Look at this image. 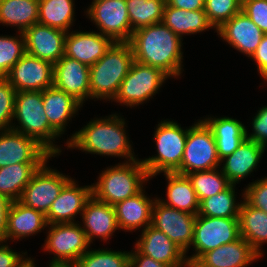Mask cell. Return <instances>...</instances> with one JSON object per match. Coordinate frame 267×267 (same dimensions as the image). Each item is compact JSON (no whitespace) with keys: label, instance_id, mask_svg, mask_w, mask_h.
I'll return each mask as SVG.
<instances>
[{"label":"cell","instance_id":"5bb4252c","mask_svg":"<svg viewBox=\"0 0 267 267\" xmlns=\"http://www.w3.org/2000/svg\"><path fill=\"white\" fill-rule=\"evenodd\" d=\"M54 65L25 53L5 76L10 85L21 91H44L53 86Z\"/></svg>","mask_w":267,"mask_h":267},{"label":"cell","instance_id":"74e56055","mask_svg":"<svg viewBox=\"0 0 267 267\" xmlns=\"http://www.w3.org/2000/svg\"><path fill=\"white\" fill-rule=\"evenodd\" d=\"M74 267H130V252L91 249L79 258Z\"/></svg>","mask_w":267,"mask_h":267},{"label":"cell","instance_id":"44dd1931","mask_svg":"<svg viewBox=\"0 0 267 267\" xmlns=\"http://www.w3.org/2000/svg\"><path fill=\"white\" fill-rule=\"evenodd\" d=\"M135 248L141 254L170 267H180L187 257L186 253L165 233L151 225L142 230L141 237L135 243Z\"/></svg>","mask_w":267,"mask_h":267},{"label":"cell","instance_id":"f1b7e54d","mask_svg":"<svg viewBox=\"0 0 267 267\" xmlns=\"http://www.w3.org/2000/svg\"><path fill=\"white\" fill-rule=\"evenodd\" d=\"M167 180V200L160 199L164 205L177 210L197 215L200 202L187 175L164 173Z\"/></svg>","mask_w":267,"mask_h":267},{"label":"cell","instance_id":"d6a6232c","mask_svg":"<svg viewBox=\"0 0 267 267\" xmlns=\"http://www.w3.org/2000/svg\"><path fill=\"white\" fill-rule=\"evenodd\" d=\"M43 163H17L0 168V195L12 202L21 198L32 175Z\"/></svg>","mask_w":267,"mask_h":267},{"label":"cell","instance_id":"cb8c5ba5","mask_svg":"<svg viewBox=\"0 0 267 267\" xmlns=\"http://www.w3.org/2000/svg\"><path fill=\"white\" fill-rule=\"evenodd\" d=\"M264 150L258 143L245 139L231 155L221 160L220 168L228 181L236 185L256 169Z\"/></svg>","mask_w":267,"mask_h":267},{"label":"cell","instance_id":"7a4b0ae2","mask_svg":"<svg viewBox=\"0 0 267 267\" xmlns=\"http://www.w3.org/2000/svg\"><path fill=\"white\" fill-rule=\"evenodd\" d=\"M95 119L68 138L66 145L69 149L76 148L100 156L123 157L128 162L137 160L126 135L124 118L115 113L104 119Z\"/></svg>","mask_w":267,"mask_h":267},{"label":"cell","instance_id":"f546056e","mask_svg":"<svg viewBox=\"0 0 267 267\" xmlns=\"http://www.w3.org/2000/svg\"><path fill=\"white\" fill-rule=\"evenodd\" d=\"M162 22L181 39L183 34L191 35L214 28L205 10L186 11L169 6L167 3L164 6Z\"/></svg>","mask_w":267,"mask_h":267},{"label":"cell","instance_id":"ffe728a7","mask_svg":"<svg viewBox=\"0 0 267 267\" xmlns=\"http://www.w3.org/2000/svg\"><path fill=\"white\" fill-rule=\"evenodd\" d=\"M217 35L224 39L232 48L252 57L265 35L242 11L226 21L217 30Z\"/></svg>","mask_w":267,"mask_h":267},{"label":"cell","instance_id":"d6986e66","mask_svg":"<svg viewBox=\"0 0 267 267\" xmlns=\"http://www.w3.org/2000/svg\"><path fill=\"white\" fill-rule=\"evenodd\" d=\"M92 196V184L79 187L74 179H70L52 202L46 214L48 224L72 223L77 214L81 216L85 204Z\"/></svg>","mask_w":267,"mask_h":267},{"label":"cell","instance_id":"c3c4849f","mask_svg":"<svg viewBox=\"0 0 267 267\" xmlns=\"http://www.w3.org/2000/svg\"><path fill=\"white\" fill-rule=\"evenodd\" d=\"M12 201L0 195V241H4L7 228L8 212Z\"/></svg>","mask_w":267,"mask_h":267},{"label":"cell","instance_id":"ac0fdd59","mask_svg":"<svg viewBox=\"0 0 267 267\" xmlns=\"http://www.w3.org/2000/svg\"><path fill=\"white\" fill-rule=\"evenodd\" d=\"M114 41L100 32L72 31L65 37L64 56L91 67L101 59Z\"/></svg>","mask_w":267,"mask_h":267},{"label":"cell","instance_id":"484cf974","mask_svg":"<svg viewBox=\"0 0 267 267\" xmlns=\"http://www.w3.org/2000/svg\"><path fill=\"white\" fill-rule=\"evenodd\" d=\"M48 226L46 215L41 211L27 207L19 200L10 205L4 243L7 240H20L37 234Z\"/></svg>","mask_w":267,"mask_h":267},{"label":"cell","instance_id":"f6af8a7d","mask_svg":"<svg viewBox=\"0 0 267 267\" xmlns=\"http://www.w3.org/2000/svg\"><path fill=\"white\" fill-rule=\"evenodd\" d=\"M3 242L0 241V267H23L31 259L10 249L11 247Z\"/></svg>","mask_w":267,"mask_h":267},{"label":"cell","instance_id":"b9f144b4","mask_svg":"<svg viewBox=\"0 0 267 267\" xmlns=\"http://www.w3.org/2000/svg\"><path fill=\"white\" fill-rule=\"evenodd\" d=\"M243 191L242 197L249 205L267 213V177L248 184Z\"/></svg>","mask_w":267,"mask_h":267},{"label":"cell","instance_id":"f35d334b","mask_svg":"<svg viewBox=\"0 0 267 267\" xmlns=\"http://www.w3.org/2000/svg\"><path fill=\"white\" fill-rule=\"evenodd\" d=\"M18 33L17 37L0 36V77H5L26 53L24 34Z\"/></svg>","mask_w":267,"mask_h":267},{"label":"cell","instance_id":"ee69618b","mask_svg":"<svg viewBox=\"0 0 267 267\" xmlns=\"http://www.w3.org/2000/svg\"><path fill=\"white\" fill-rule=\"evenodd\" d=\"M252 121V134L246 129V139L256 142L263 148L267 147V106L257 111Z\"/></svg>","mask_w":267,"mask_h":267},{"label":"cell","instance_id":"3957f363","mask_svg":"<svg viewBox=\"0 0 267 267\" xmlns=\"http://www.w3.org/2000/svg\"><path fill=\"white\" fill-rule=\"evenodd\" d=\"M134 61L129 42H114L90 67V99L113 100Z\"/></svg>","mask_w":267,"mask_h":267},{"label":"cell","instance_id":"f907efd6","mask_svg":"<svg viewBox=\"0 0 267 267\" xmlns=\"http://www.w3.org/2000/svg\"><path fill=\"white\" fill-rule=\"evenodd\" d=\"M180 267H205L199 260L186 257Z\"/></svg>","mask_w":267,"mask_h":267},{"label":"cell","instance_id":"4dcf8cb0","mask_svg":"<svg viewBox=\"0 0 267 267\" xmlns=\"http://www.w3.org/2000/svg\"><path fill=\"white\" fill-rule=\"evenodd\" d=\"M240 237L245 239L261 256V246L267 242V213L242 201L239 211Z\"/></svg>","mask_w":267,"mask_h":267},{"label":"cell","instance_id":"681fc988","mask_svg":"<svg viewBox=\"0 0 267 267\" xmlns=\"http://www.w3.org/2000/svg\"><path fill=\"white\" fill-rule=\"evenodd\" d=\"M169 6L186 11L204 10L205 0H167Z\"/></svg>","mask_w":267,"mask_h":267},{"label":"cell","instance_id":"836d02e7","mask_svg":"<svg viewBox=\"0 0 267 267\" xmlns=\"http://www.w3.org/2000/svg\"><path fill=\"white\" fill-rule=\"evenodd\" d=\"M74 0H39L38 23L68 32L74 20Z\"/></svg>","mask_w":267,"mask_h":267},{"label":"cell","instance_id":"603a6c76","mask_svg":"<svg viewBox=\"0 0 267 267\" xmlns=\"http://www.w3.org/2000/svg\"><path fill=\"white\" fill-rule=\"evenodd\" d=\"M260 257L245 239L239 237L204 253L198 260L205 267H247Z\"/></svg>","mask_w":267,"mask_h":267},{"label":"cell","instance_id":"816d5d0a","mask_svg":"<svg viewBox=\"0 0 267 267\" xmlns=\"http://www.w3.org/2000/svg\"><path fill=\"white\" fill-rule=\"evenodd\" d=\"M28 267H36V265H35L33 259H30V260L28 261Z\"/></svg>","mask_w":267,"mask_h":267},{"label":"cell","instance_id":"9c48e42d","mask_svg":"<svg viewBox=\"0 0 267 267\" xmlns=\"http://www.w3.org/2000/svg\"><path fill=\"white\" fill-rule=\"evenodd\" d=\"M220 163L213 133L203 120H199L189 127L181 166L176 173L187 175L211 170L222 166Z\"/></svg>","mask_w":267,"mask_h":267},{"label":"cell","instance_id":"7dc6e473","mask_svg":"<svg viewBox=\"0 0 267 267\" xmlns=\"http://www.w3.org/2000/svg\"><path fill=\"white\" fill-rule=\"evenodd\" d=\"M130 267H170L141 254L136 248L130 252Z\"/></svg>","mask_w":267,"mask_h":267},{"label":"cell","instance_id":"4fadbf2b","mask_svg":"<svg viewBox=\"0 0 267 267\" xmlns=\"http://www.w3.org/2000/svg\"><path fill=\"white\" fill-rule=\"evenodd\" d=\"M195 221L196 215L166 206L155 199L151 226L165 233L185 253L193 242Z\"/></svg>","mask_w":267,"mask_h":267},{"label":"cell","instance_id":"83f0119b","mask_svg":"<svg viewBox=\"0 0 267 267\" xmlns=\"http://www.w3.org/2000/svg\"><path fill=\"white\" fill-rule=\"evenodd\" d=\"M203 121L211 129L216 141L217 154L220 160L231 155L246 139V128L241 121L230 117H211Z\"/></svg>","mask_w":267,"mask_h":267},{"label":"cell","instance_id":"6da1fadb","mask_svg":"<svg viewBox=\"0 0 267 267\" xmlns=\"http://www.w3.org/2000/svg\"><path fill=\"white\" fill-rule=\"evenodd\" d=\"M182 41L163 22H159L133 31L129 43L135 61L157 67L175 78L183 71Z\"/></svg>","mask_w":267,"mask_h":267},{"label":"cell","instance_id":"e0dca14e","mask_svg":"<svg viewBox=\"0 0 267 267\" xmlns=\"http://www.w3.org/2000/svg\"><path fill=\"white\" fill-rule=\"evenodd\" d=\"M53 86L83 105L87 98L90 99V67L63 56L54 64Z\"/></svg>","mask_w":267,"mask_h":267},{"label":"cell","instance_id":"30bf717a","mask_svg":"<svg viewBox=\"0 0 267 267\" xmlns=\"http://www.w3.org/2000/svg\"><path fill=\"white\" fill-rule=\"evenodd\" d=\"M240 237L239 217H207L196 215L192 247L195 254L188 257L198 260L204 253Z\"/></svg>","mask_w":267,"mask_h":267},{"label":"cell","instance_id":"7c38bea8","mask_svg":"<svg viewBox=\"0 0 267 267\" xmlns=\"http://www.w3.org/2000/svg\"><path fill=\"white\" fill-rule=\"evenodd\" d=\"M46 160L32 175L19 201L45 215L64 185L71 179L55 169L47 167Z\"/></svg>","mask_w":267,"mask_h":267},{"label":"cell","instance_id":"ba28073f","mask_svg":"<svg viewBox=\"0 0 267 267\" xmlns=\"http://www.w3.org/2000/svg\"><path fill=\"white\" fill-rule=\"evenodd\" d=\"M168 78L163 70L134 60L112 101L128 107L143 104L160 91Z\"/></svg>","mask_w":267,"mask_h":267},{"label":"cell","instance_id":"bcb514c9","mask_svg":"<svg viewBox=\"0 0 267 267\" xmlns=\"http://www.w3.org/2000/svg\"><path fill=\"white\" fill-rule=\"evenodd\" d=\"M251 59L257 63V70L262 79L267 81V34L263 36Z\"/></svg>","mask_w":267,"mask_h":267},{"label":"cell","instance_id":"e575fe53","mask_svg":"<svg viewBox=\"0 0 267 267\" xmlns=\"http://www.w3.org/2000/svg\"><path fill=\"white\" fill-rule=\"evenodd\" d=\"M235 184H231L224 191L200 202L198 215L207 217H239L241 203H236Z\"/></svg>","mask_w":267,"mask_h":267},{"label":"cell","instance_id":"4316f807","mask_svg":"<svg viewBox=\"0 0 267 267\" xmlns=\"http://www.w3.org/2000/svg\"><path fill=\"white\" fill-rule=\"evenodd\" d=\"M144 193L145 191L142 189L136 195L114 205L119 229L131 232L143 226V229H145L151 225L155 199H149Z\"/></svg>","mask_w":267,"mask_h":267},{"label":"cell","instance_id":"52a82bcc","mask_svg":"<svg viewBox=\"0 0 267 267\" xmlns=\"http://www.w3.org/2000/svg\"><path fill=\"white\" fill-rule=\"evenodd\" d=\"M48 225L43 250L54 254L49 266H74L90 246L81 225L77 222Z\"/></svg>","mask_w":267,"mask_h":267},{"label":"cell","instance_id":"d590c367","mask_svg":"<svg viewBox=\"0 0 267 267\" xmlns=\"http://www.w3.org/2000/svg\"><path fill=\"white\" fill-rule=\"evenodd\" d=\"M164 0H126L133 31L163 20Z\"/></svg>","mask_w":267,"mask_h":267},{"label":"cell","instance_id":"60d3db41","mask_svg":"<svg viewBox=\"0 0 267 267\" xmlns=\"http://www.w3.org/2000/svg\"><path fill=\"white\" fill-rule=\"evenodd\" d=\"M16 90L5 77H0V131L12 127Z\"/></svg>","mask_w":267,"mask_h":267},{"label":"cell","instance_id":"d4e9b609","mask_svg":"<svg viewBox=\"0 0 267 267\" xmlns=\"http://www.w3.org/2000/svg\"><path fill=\"white\" fill-rule=\"evenodd\" d=\"M42 101L49 125L59 136L64 134L67 122L83 106L71 95L54 86L42 91Z\"/></svg>","mask_w":267,"mask_h":267},{"label":"cell","instance_id":"1f68e13d","mask_svg":"<svg viewBox=\"0 0 267 267\" xmlns=\"http://www.w3.org/2000/svg\"><path fill=\"white\" fill-rule=\"evenodd\" d=\"M39 0H0V23L24 32L38 23Z\"/></svg>","mask_w":267,"mask_h":267},{"label":"cell","instance_id":"9a60e30c","mask_svg":"<svg viewBox=\"0 0 267 267\" xmlns=\"http://www.w3.org/2000/svg\"><path fill=\"white\" fill-rule=\"evenodd\" d=\"M52 156L35 139L13 129L0 131V168L17 163H44Z\"/></svg>","mask_w":267,"mask_h":267},{"label":"cell","instance_id":"f5cc1de1","mask_svg":"<svg viewBox=\"0 0 267 267\" xmlns=\"http://www.w3.org/2000/svg\"><path fill=\"white\" fill-rule=\"evenodd\" d=\"M49 267H74V266H49Z\"/></svg>","mask_w":267,"mask_h":267},{"label":"cell","instance_id":"277c9868","mask_svg":"<svg viewBox=\"0 0 267 267\" xmlns=\"http://www.w3.org/2000/svg\"><path fill=\"white\" fill-rule=\"evenodd\" d=\"M13 119L19 125L12 123L11 129L35 139L52 156L60 155L62 151L53 143L60 137L49 125L42 101V91L16 92Z\"/></svg>","mask_w":267,"mask_h":267},{"label":"cell","instance_id":"7402d4cb","mask_svg":"<svg viewBox=\"0 0 267 267\" xmlns=\"http://www.w3.org/2000/svg\"><path fill=\"white\" fill-rule=\"evenodd\" d=\"M81 216L84 224H81V228L90 244L95 237L107 241L119 229L114 206L96 199L93 195L86 202Z\"/></svg>","mask_w":267,"mask_h":267},{"label":"cell","instance_id":"7bdbcfd3","mask_svg":"<svg viewBox=\"0 0 267 267\" xmlns=\"http://www.w3.org/2000/svg\"><path fill=\"white\" fill-rule=\"evenodd\" d=\"M241 11L267 34V0H242Z\"/></svg>","mask_w":267,"mask_h":267},{"label":"cell","instance_id":"8d00e7d4","mask_svg":"<svg viewBox=\"0 0 267 267\" xmlns=\"http://www.w3.org/2000/svg\"><path fill=\"white\" fill-rule=\"evenodd\" d=\"M220 168L211 170L194 171L187 174L199 202L227 189L231 183Z\"/></svg>","mask_w":267,"mask_h":267},{"label":"cell","instance_id":"ab89813d","mask_svg":"<svg viewBox=\"0 0 267 267\" xmlns=\"http://www.w3.org/2000/svg\"><path fill=\"white\" fill-rule=\"evenodd\" d=\"M242 0H205L204 10L215 30L241 11Z\"/></svg>","mask_w":267,"mask_h":267},{"label":"cell","instance_id":"8992f818","mask_svg":"<svg viewBox=\"0 0 267 267\" xmlns=\"http://www.w3.org/2000/svg\"><path fill=\"white\" fill-rule=\"evenodd\" d=\"M188 130L173 120H161L154 133L157 155L141 160L151 179L159 173H175L180 169Z\"/></svg>","mask_w":267,"mask_h":267},{"label":"cell","instance_id":"2e32d148","mask_svg":"<svg viewBox=\"0 0 267 267\" xmlns=\"http://www.w3.org/2000/svg\"><path fill=\"white\" fill-rule=\"evenodd\" d=\"M23 34L26 53L53 65L64 56L66 31L36 23Z\"/></svg>","mask_w":267,"mask_h":267},{"label":"cell","instance_id":"5b68a950","mask_svg":"<svg viewBox=\"0 0 267 267\" xmlns=\"http://www.w3.org/2000/svg\"><path fill=\"white\" fill-rule=\"evenodd\" d=\"M149 179L141 159L118 163L102 171L98 181L92 185V195L114 206L139 193L144 188L143 183Z\"/></svg>","mask_w":267,"mask_h":267},{"label":"cell","instance_id":"8fae6325","mask_svg":"<svg viewBox=\"0 0 267 267\" xmlns=\"http://www.w3.org/2000/svg\"><path fill=\"white\" fill-rule=\"evenodd\" d=\"M86 13L101 34L114 42H129L133 30L126 0H93Z\"/></svg>","mask_w":267,"mask_h":267}]
</instances>
